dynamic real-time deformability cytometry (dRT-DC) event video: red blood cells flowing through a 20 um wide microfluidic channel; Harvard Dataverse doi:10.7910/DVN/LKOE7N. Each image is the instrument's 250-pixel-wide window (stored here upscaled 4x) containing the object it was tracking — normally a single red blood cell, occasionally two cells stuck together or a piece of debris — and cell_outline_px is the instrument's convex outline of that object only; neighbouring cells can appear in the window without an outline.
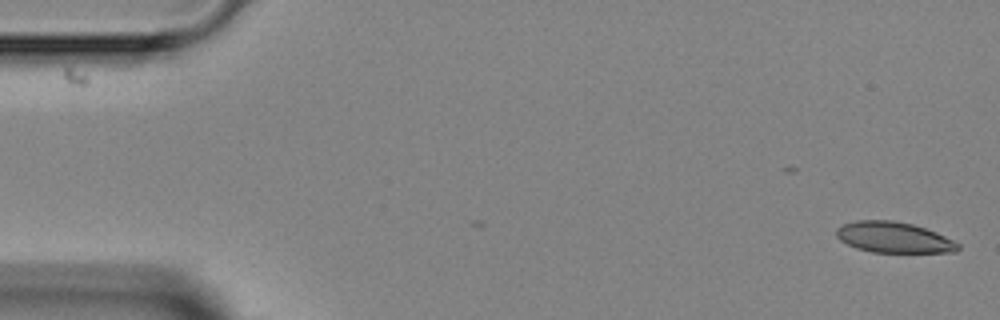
{"species": "Egyptian fruit bat (a non-hibernating species)", "species_latin": "Rousettus aegyptiacus", "temperature_condition": "room temperature", "stored_images_in_passage": 5, "camera_frame_rate_fps": 3000, "um_per_image_px": 0.085, "animal": {"sex": "female"}, "frame": {"image": 1, "passage_image": 1, "time_ms": 0.0, "image_size_px": [1000, 320], "cell_outline_px": [[960, 248], [956, 252], [872, 252], [856, 248], [840, 240], [836, 236], [836, 228], [844, 224], [856, 220], [892, 220], [912, 224], [936, 232], [960, 244]], "centroid_in_image_um": [75.96, 20.18], "position_along_channel_um": 9.0, "area_um2": 21.73}}
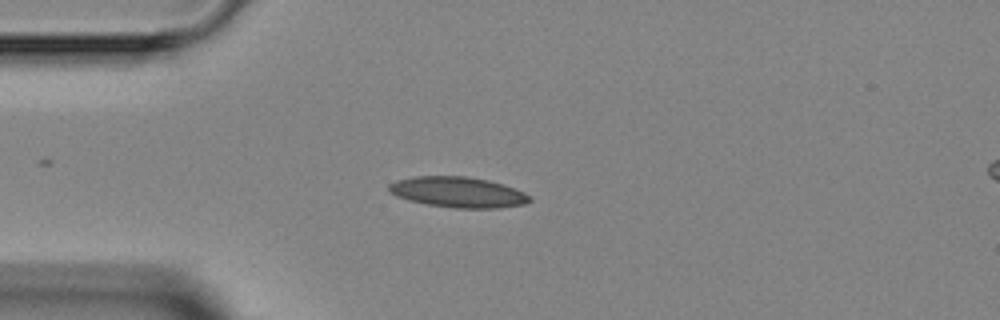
{"frame": {"image": 2, "passage_image": 4, "time_ms": 3.667, "image_size_px": [1000, 320], "cell_outline_px": [[532, 200], [524, 204], [496, 208], [456, 208], [428, 204], [408, 200], [396, 196], [388, 192], [388, 184], [396, 180], [416, 176], [464, 176], [488, 180], [524, 192]], "centroid_in_image_um": [38.87, 16.33], "position_along_channel_um": 46.1, "area_um2": 24.85}}